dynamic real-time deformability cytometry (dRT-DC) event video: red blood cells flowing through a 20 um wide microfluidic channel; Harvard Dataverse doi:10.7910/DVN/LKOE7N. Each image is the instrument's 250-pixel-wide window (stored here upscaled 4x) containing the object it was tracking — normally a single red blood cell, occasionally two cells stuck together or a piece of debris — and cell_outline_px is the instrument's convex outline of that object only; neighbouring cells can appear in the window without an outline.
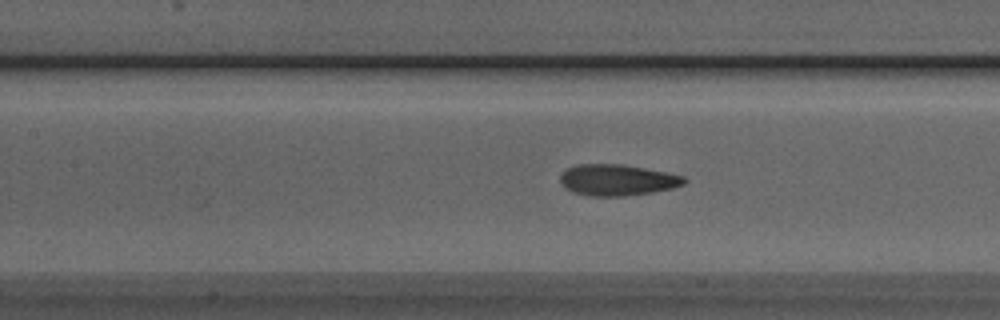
{"species": "Egyptian fruit bat (a non-hibernating species)", "species_latin": "Rousettus aegyptiacus", "temperature_condition": "room temperature", "stored_images_in_passage": 40, "camera_frame_rate_fps": 3000, "um_per_image_px": 0.085, "animal": {"sex": "male"}, "frame": {"image": 1, "passage_image": 22, "time_ms": 7.0, "image_size_px": [1000, 320], "cell_outline_px": [[688, 180], [684, 184], [672, 188], [652, 192], [624, 196], [588, 196], [572, 192], [564, 188], [560, 180], [560, 176], [568, 168], [576, 164], [624, 164], [684, 176]], "centroid_in_image_um": [52.45, 15.3], "position_along_channel_um": 155.0, "area_um2": 22.54}}
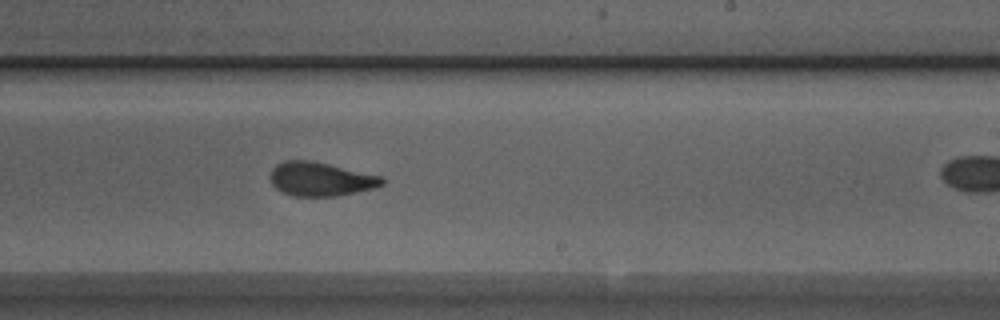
{"frame": {"image": 2, "passage_image": 30, "time_ms": 9.667, "image_size_px": [1000, 320], "cell_outline_px": [[384, 184], [376, 188], [336, 196], [292, 196], [280, 192], [272, 184], [268, 176], [272, 168], [276, 164], [284, 160], [312, 160], [380, 176], [384, 180]], "centroid_in_image_um": [27.19, 15.22], "position_along_channel_um": 261.8, "area_um2": 22.25}}
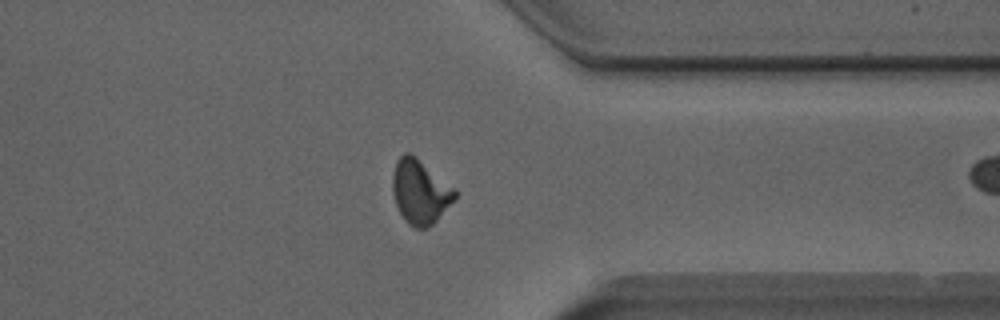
{"frame": {"image": 3, "passage_image": 39, "time_ms": 12.667, "image_size_px": [1000, 320], "cell_outline_px": [[456, 200], [428, 228], [416, 228], [408, 224], [404, 220], [396, 204], [392, 192], [392, 176], [396, 160], [404, 152], [408, 152], [456, 188]], "centroid_in_image_um": [35.71, 16.32], "position_along_channel_um": 375.7, "area_um2": 23.29}}